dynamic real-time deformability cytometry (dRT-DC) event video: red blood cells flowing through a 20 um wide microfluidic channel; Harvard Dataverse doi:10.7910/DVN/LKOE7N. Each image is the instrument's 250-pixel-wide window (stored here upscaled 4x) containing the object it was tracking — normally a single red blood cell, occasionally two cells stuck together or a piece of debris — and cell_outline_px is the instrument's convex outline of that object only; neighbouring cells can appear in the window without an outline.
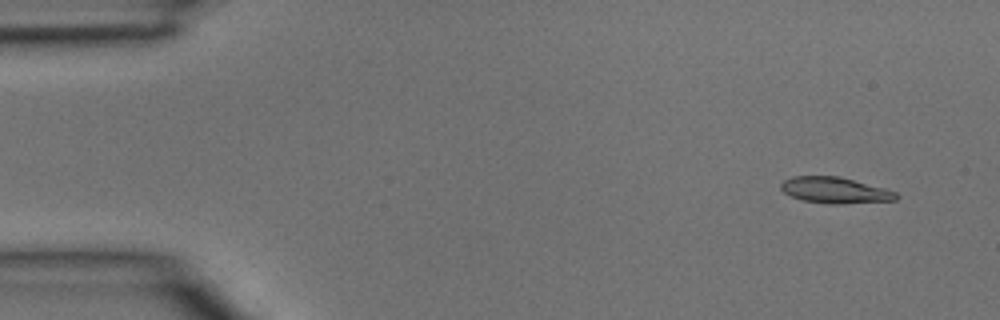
{"species": "common noctule bat (a hibernating species)", "species_latin": "Nyctalus noctula", "temperature_condition": "room temperature", "stored_images_in_passage": 3, "segment_of_instrument_passage": [2, 2], "camera_frame_rate_fps": 3000, "um_per_image_px": 0.085, "animal": {"sex": "male", "body_mass_g": 15.6}, "frame": {"image": 1, "passage_image": 3, "time_ms": 0.667, "image_size_px": [1000, 320], "cell_outline_px": [[900, 196], [896, 200], [844, 204], [828, 204], [804, 200], [792, 196], [784, 192], [780, 188], [780, 184], [784, 180], [792, 176], [840, 176], [884, 188], [896, 192]], "centroid_in_image_um": [70.99, 16.17], "position_along_channel_um": 14.0, "area_um2": 17.57}}